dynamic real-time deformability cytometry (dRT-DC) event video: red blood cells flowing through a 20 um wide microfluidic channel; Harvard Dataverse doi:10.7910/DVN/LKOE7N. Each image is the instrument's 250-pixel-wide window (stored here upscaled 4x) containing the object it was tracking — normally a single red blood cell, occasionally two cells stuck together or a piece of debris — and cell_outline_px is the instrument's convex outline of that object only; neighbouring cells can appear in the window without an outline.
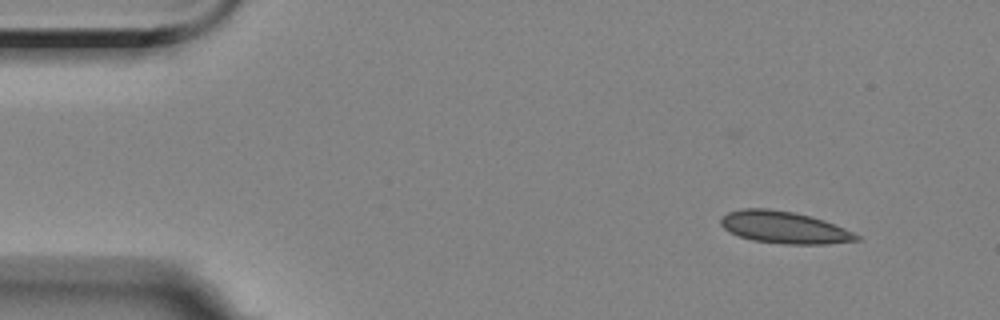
{"species": "Egyptian fruit bat (a non-hibernating species)", "species_latin": "Rousettus aegyptiacus", "temperature_condition": "room temperature", "stored_images_in_passage": 12, "camera_frame_rate_fps": 3000, "um_per_image_px": 0.085, "animal": {"sex": "female"}, "frame": {"image": 1, "passage_image": 1, "time_ms": 0.0, "image_size_px": [1000, 320], "cell_outline_px": [[864, 240], [828, 244], [784, 244], [752, 240], [728, 232], [720, 224], [720, 220], [728, 212], [740, 208], [768, 208], [796, 212], [824, 220], [844, 228], [860, 236]], "centroid_in_image_um": [66.67, 19.33], "position_along_channel_um": 18.3, "area_um2": 25.55}}